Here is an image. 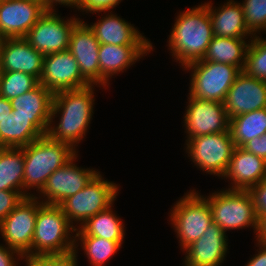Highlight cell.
<instances>
[{
	"instance_id": "1",
	"label": "cell",
	"mask_w": 266,
	"mask_h": 266,
	"mask_svg": "<svg viewBox=\"0 0 266 266\" xmlns=\"http://www.w3.org/2000/svg\"><path fill=\"white\" fill-rule=\"evenodd\" d=\"M95 86L100 87L90 84L53 95L50 123L46 134L50 139L67 143L78 152V144L85 139L93 119ZM57 117H59L58 123L55 120Z\"/></svg>"
},
{
	"instance_id": "2",
	"label": "cell",
	"mask_w": 266,
	"mask_h": 266,
	"mask_svg": "<svg viewBox=\"0 0 266 266\" xmlns=\"http://www.w3.org/2000/svg\"><path fill=\"white\" fill-rule=\"evenodd\" d=\"M167 43L174 61L184 68L204 58L214 37L208 8L202 3L178 12Z\"/></svg>"
},
{
	"instance_id": "3",
	"label": "cell",
	"mask_w": 266,
	"mask_h": 266,
	"mask_svg": "<svg viewBox=\"0 0 266 266\" xmlns=\"http://www.w3.org/2000/svg\"><path fill=\"white\" fill-rule=\"evenodd\" d=\"M77 153L69 144L52 140L47 135L23 147V197L34 196L37 191L39 193L48 177ZM32 189H36V193H31Z\"/></svg>"
},
{
	"instance_id": "4",
	"label": "cell",
	"mask_w": 266,
	"mask_h": 266,
	"mask_svg": "<svg viewBox=\"0 0 266 266\" xmlns=\"http://www.w3.org/2000/svg\"><path fill=\"white\" fill-rule=\"evenodd\" d=\"M75 231L60 205L42 203L37 211L31 256L74 253Z\"/></svg>"
},
{
	"instance_id": "5",
	"label": "cell",
	"mask_w": 266,
	"mask_h": 266,
	"mask_svg": "<svg viewBox=\"0 0 266 266\" xmlns=\"http://www.w3.org/2000/svg\"><path fill=\"white\" fill-rule=\"evenodd\" d=\"M171 209L168 219L179 239L182 251L201 238L205 230L213 223L208 201L202 194L195 191V188L187 191Z\"/></svg>"
},
{
	"instance_id": "6",
	"label": "cell",
	"mask_w": 266,
	"mask_h": 266,
	"mask_svg": "<svg viewBox=\"0 0 266 266\" xmlns=\"http://www.w3.org/2000/svg\"><path fill=\"white\" fill-rule=\"evenodd\" d=\"M119 190L118 184L105 180L98 172L82 190L65 199L60 206L70 224L78 229L90 217L113 205Z\"/></svg>"
},
{
	"instance_id": "7",
	"label": "cell",
	"mask_w": 266,
	"mask_h": 266,
	"mask_svg": "<svg viewBox=\"0 0 266 266\" xmlns=\"http://www.w3.org/2000/svg\"><path fill=\"white\" fill-rule=\"evenodd\" d=\"M203 197L208 201L213 222L226 233L230 230L253 228L257 231V217L247 190L220 189Z\"/></svg>"
},
{
	"instance_id": "8",
	"label": "cell",
	"mask_w": 266,
	"mask_h": 266,
	"mask_svg": "<svg viewBox=\"0 0 266 266\" xmlns=\"http://www.w3.org/2000/svg\"><path fill=\"white\" fill-rule=\"evenodd\" d=\"M183 69L191 72L188 96L222 103L241 72L230 64L207 61H196Z\"/></svg>"
},
{
	"instance_id": "9",
	"label": "cell",
	"mask_w": 266,
	"mask_h": 266,
	"mask_svg": "<svg viewBox=\"0 0 266 266\" xmlns=\"http://www.w3.org/2000/svg\"><path fill=\"white\" fill-rule=\"evenodd\" d=\"M185 146V153L197 169L219 179L225 173L235 148L230 130L188 138Z\"/></svg>"
},
{
	"instance_id": "10",
	"label": "cell",
	"mask_w": 266,
	"mask_h": 266,
	"mask_svg": "<svg viewBox=\"0 0 266 266\" xmlns=\"http://www.w3.org/2000/svg\"><path fill=\"white\" fill-rule=\"evenodd\" d=\"M42 202L35 196L25 197L0 222V234L5 245L23 257L31 256L32 238L37 211Z\"/></svg>"
},
{
	"instance_id": "11",
	"label": "cell",
	"mask_w": 266,
	"mask_h": 266,
	"mask_svg": "<svg viewBox=\"0 0 266 266\" xmlns=\"http://www.w3.org/2000/svg\"><path fill=\"white\" fill-rule=\"evenodd\" d=\"M57 12L46 11L24 37L44 56L68 50L71 31L81 20L76 16L64 20Z\"/></svg>"
},
{
	"instance_id": "12",
	"label": "cell",
	"mask_w": 266,
	"mask_h": 266,
	"mask_svg": "<svg viewBox=\"0 0 266 266\" xmlns=\"http://www.w3.org/2000/svg\"><path fill=\"white\" fill-rule=\"evenodd\" d=\"M78 153L64 166L54 171L42 190L34 195L44 204L60 205L68 197L82 190L99 172L94 168H82L75 164Z\"/></svg>"
},
{
	"instance_id": "13",
	"label": "cell",
	"mask_w": 266,
	"mask_h": 266,
	"mask_svg": "<svg viewBox=\"0 0 266 266\" xmlns=\"http://www.w3.org/2000/svg\"><path fill=\"white\" fill-rule=\"evenodd\" d=\"M187 98L188 106L182 121L187 139L229 130V118L222 102Z\"/></svg>"
},
{
	"instance_id": "14",
	"label": "cell",
	"mask_w": 266,
	"mask_h": 266,
	"mask_svg": "<svg viewBox=\"0 0 266 266\" xmlns=\"http://www.w3.org/2000/svg\"><path fill=\"white\" fill-rule=\"evenodd\" d=\"M39 83L53 94L90 85L68 50L44 56Z\"/></svg>"
},
{
	"instance_id": "15",
	"label": "cell",
	"mask_w": 266,
	"mask_h": 266,
	"mask_svg": "<svg viewBox=\"0 0 266 266\" xmlns=\"http://www.w3.org/2000/svg\"><path fill=\"white\" fill-rule=\"evenodd\" d=\"M46 12L35 0H2L0 5V39L25 37Z\"/></svg>"
},
{
	"instance_id": "16",
	"label": "cell",
	"mask_w": 266,
	"mask_h": 266,
	"mask_svg": "<svg viewBox=\"0 0 266 266\" xmlns=\"http://www.w3.org/2000/svg\"><path fill=\"white\" fill-rule=\"evenodd\" d=\"M223 104L229 119L266 108V81L241 71L228 90Z\"/></svg>"
},
{
	"instance_id": "17",
	"label": "cell",
	"mask_w": 266,
	"mask_h": 266,
	"mask_svg": "<svg viewBox=\"0 0 266 266\" xmlns=\"http://www.w3.org/2000/svg\"><path fill=\"white\" fill-rule=\"evenodd\" d=\"M154 51L153 45H112L99 46V85L103 89L110 86V79L127 71L133 64Z\"/></svg>"
},
{
	"instance_id": "18",
	"label": "cell",
	"mask_w": 266,
	"mask_h": 266,
	"mask_svg": "<svg viewBox=\"0 0 266 266\" xmlns=\"http://www.w3.org/2000/svg\"><path fill=\"white\" fill-rule=\"evenodd\" d=\"M212 223L202 237L187 246L183 266H222L228 251V235Z\"/></svg>"
},
{
	"instance_id": "19",
	"label": "cell",
	"mask_w": 266,
	"mask_h": 266,
	"mask_svg": "<svg viewBox=\"0 0 266 266\" xmlns=\"http://www.w3.org/2000/svg\"><path fill=\"white\" fill-rule=\"evenodd\" d=\"M43 59L44 55L36 51L24 37L0 39L1 72H23L39 81Z\"/></svg>"
},
{
	"instance_id": "20",
	"label": "cell",
	"mask_w": 266,
	"mask_h": 266,
	"mask_svg": "<svg viewBox=\"0 0 266 266\" xmlns=\"http://www.w3.org/2000/svg\"><path fill=\"white\" fill-rule=\"evenodd\" d=\"M99 46L93 31L80 20L71 31L68 51L78 62L82 76L95 85H99Z\"/></svg>"
},
{
	"instance_id": "21",
	"label": "cell",
	"mask_w": 266,
	"mask_h": 266,
	"mask_svg": "<svg viewBox=\"0 0 266 266\" xmlns=\"http://www.w3.org/2000/svg\"><path fill=\"white\" fill-rule=\"evenodd\" d=\"M105 12L96 23L87 24L95 34L100 44L112 45H152L151 41L143 36V33L134 27L133 24L124 20L113 11H96L93 13ZM112 12V13H111Z\"/></svg>"
},
{
	"instance_id": "22",
	"label": "cell",
	"mask_w": 266,
	"mask_h": 266,
	"mask_svg": "<svg viewBox=\"0 0 266 266\" xmlns=\"http://www.w3.org/2000/svg\"><path fill=\"white\" fill-rule=\"evenodd\" d=\"M229 181L231 190H248L266 179V161L242 147L235 146L230 162L221 177Z\"/></svg>"
},
{
	"instance_id": "23",
	"label": "cell",
	"mask_w": 266,
	"mask_h": 266,
	"mask_svg": "<svg viewBox=\"0 0 266 266\" xmlns=\"http://www.w3.org/2000/svg\"><path fill=\"white\" fill-rule=\"evenodd\" d=\"M53 93L38 83L32 90L11 101L12 113L29 118L45 135L50 123Z\"/></svg>"
},
{
	"instance_id": "24",
	"label": "cell",
	"mask_w": 266,
	"mask_h": 266,
	"mask_svg": "<svg viewBox=\"0 0 266 266\" xmlns=\"http://www.w3.org/2000/svg\"><path fill=\"white\" fill-rule=\"evenodd\" d=\"M203 4L208 8L214 36L229 38L250 37L249 41L254 37L245 24L243 8L239 2L227 0V2L217 8L212 5L211 1Z\"/></svg>"
},
{
	"instance_id": "25",
	"label": "cell",
	"mask_w": 266,
	"mask_h": 266,
	"mask_svg": "<svg viewBox=\"0 0 266 266\" xmlns=\"http://www.w3.org/2000/svg\"><path fill=\"white\" fill-rule=\"evenodd\" d=\"M44 135L29 118L12 112L0 122V147L22 148Z\"/></svg>"
},
{
	"instance_id": "26",
	"label": "cell",
	"mask_w": 266,
	"mask_h": 266,
	"mask_svg": "<svg viewBox=\"0 0 266 266\" xmlns=\"http://www.w3.org/2000/svg\"><path fill=\"white\" fill-rule=\"evenodd\" d=\"M247 39L214 36L204 58L200 61L230 64L243 71L249 45Z\"/></svg>"
},
{
	"instance_id": "27",
	"label": "cell",
	"mask_w": 266,
	"mask_h": 266,
	"mask_svg": "<svg viewBox=\"0 0 266 266\" xmlns=\"http://www.w3.org/2000/svg\"><path fill=\"white\" fill-rule=\"evenodd\" d=\"M114 206L90 217L75 231V236H96L107 240L124 242L125 226L123 220L113 212Z\"/></svg>"
},
{
	"instance_id": "28",
	"label": "cell",
	"mask_w": 266,
	"mask_h": 266,
	"mask_svg": "<svg viewBox=\"0 0 266 266\" xmlns=\"http://www.w3.org/2000/svg\"><path fill=\"white\" fill-rule=\"evenodd\" d=\"M24 167L23 147H0V190L18 191L23 196Z\"/></svg>"
},
{
	"instance_id": "29",
	"label": "cell",
	"mask_w": 266,
	"mask_h": 266,
	"mask_svg": "<svg viewBox=\"0 0 266 266\" xmlns=\"http://www.w3.org/2000/svg\"><path fill=\"white\" fill-rule=\"evenodd\" d=\"M234 145L242 147L249 140L266 133V108L247 112L229 119Z\"/></svg>"
},
{
	"instance_id": "30",
	"label": "cell",
	"mask_w": 266,
	"mask_h": 266,
	"mask_svg": "<svg viewBox=\"0 0 266 266\" xmlns=\"http://www.w3.org/2000/svg\"><path fill=\"white\" fill-rule=\"evenodd\" d=\"M80 243V244H79ZM123 242L107 240L96 236H75V249L78 246L84 250L91 266H105L109 260L122 248Z\"/></svg>"
},
{
	"instance_id": "31",
	"label": "cell",
	"mask_w": 266,
	"mask_h": 266,
	"mask_svg": "<svg viewBox=\"0 0 266 266\" xmlns=\"http://www.w3.org/2000/svg\"><path fill=\"white\" fill-rule=\"evenodd\" d=\"M39 81L32 75L23 72L0 73V96L12 100L32 90Z\"/></svg>"
},
{
	"instance_id": "32",
	"label": "cell",
	"mask_w": 266,
	"mask_h": 266,
	"mask_svg": "<svg viewBox=\"0 0 266 266\" xmlns=\"http://www.w3.org/2000/svg\"><path fill=\"white\" fill-rule=\"evenodd\" d=\"M243 71L251 77L266 81V38L261 35L249 41Z\"/></svg>"
},
{
	"instance_id": "33",
	"label": "cell",
	"mask_w": 266,
	"mask_h": 266,
	"mask_svg": "<svg viewBox=\"0 0 266 266\" xmlns=\"http://www.w3.org/2000/svg\"><path fill=\"white\" fill-rule=\"evenodd\" d=\"M245 24L253 36L266 34V0H242Z\"/></svg>"
},
{
	"instance_id": "34",
	"label": "cell",
	"mask_w": 266,
	"mask_h": 266,
	"mask_svg": "<svg viewBox=\"0 0 266 266\" xmlns=\"http://www.w3.org/2000/svg\"><path fill=\"white\" fill-rule=\"evenodd\" d=\"M78 253L68 255L24 256L25 266H78Z\"/></svg>"
},
{
	"instance_id": "35",
	"label": "cell",
	"mask_w": 266,
	"mask_h": 266,
	"mask_svg": "<svg viewBox=\"0 0 266 266\" xmlns=\"http://www.w3.org/2000/svg\"><path fill=\"white\" fill-rule=\"evenodd\" d=\"M250 194L257 219L266 214V179L247 190Z\"/></svg>"
},
{
	"instance_id": "36",
	"label": "cell",
	"mask_w": 266,
	"mask_h": 266,
	"mask_svg": "<svg viewBox=\"0 0 266 266\" xmlns=\"http://www.w3.org/2000/svg\"><path fill=\"white\" fill-rule=\"evenodd\" d=\"M24 199L18 191L0 190V222Z\"/></svg>"
},
{
	"instance_id": "37",
	"label": "cell",
	"mask_w": 266,
	"mask_h": 266,
	"mask_svg": "<svg viewBox=\"0 0 266 266\" xmlns=\"http://www.w3.org/2000/svg\"><path fill=\"white\" fill-rule=\"evenodd\" d=\"M123 0H81V11L89 14L96 11H110Z\"/></svg>"
},
{
	"instance_id": "38",
	"label": "cell",
	"mask_w": 266,
	"mask_h": 266,
	"mask_svg": "<svg viewBox=\"0 0 266 266\" xmlns=\"http://www.w3.org/2000/svg\"><path fill=\"white\" fill-rule=\"evenodd\" d=\"M242 148L266 161V133L249 140Z\"/></svg>"
},
{
	"instance_id": "39",
	"label": "cell",
	"mask_w": 266,
	"mask_h": 266,
	"mask_svg": "<svg viewBox=\"0 0 266 266\" xmlns=\"http://www.w3.org/2000/svg\"><path fill=\"white\" fill-rule=\"evenodd\" d=\"M20 260L23 256L19 252L0 244V266H18Z\"/></svg>"
},
{
	"instance_id": "40",
	"label": "cell",
	"mask_w": 266,
	"mask_h": 266,
	"mask_svg": "<svg viewBox=\"0 0 266 266\" xmlns=\"http://www.w3.org/2000/svg\"><path fill=\"white\" fill-rule=\"evenodd\" d=\"M67 6L81 11V0H44L43 7L46 11H56L55 7Z\"/></svg>"
},
{
	"instance_id": "41",
	"label": "cell",
	"mask_w": 266,
	"mask_h": 266,
	"mask_svg": "<svg viewBox=\"0 0 266 266\" xmlns=\"http://www.w3.org/2000/svg\"><path fill=\"white\" fill-rule=\"evenodd\" d=\"M257 252L244 266H266V243L256 241Z\"/></svg>"
},
{
	"instance_id": "42",
	"label": "cell",
	"mask_w": 266,
	"mask_h": 266,
	"mask_svg": "<svg viewBox=\"0 0 266 266\" xmlns=\"http://www.w3.org/2000/svg\"><path fill=\"white\" fill-rule=\"evenodd\" d=\"M256 241L266 243V214L260 216L257 220Z\"/></svg>"
},
{
	"instance_id": "43",
	"label": "cell",
	"mask_w": 266,
	"mask_h": 266,
	"mask_svg": "<svg viewBox=\"0 0 266 266\" xmlns=\"http://www.w3.org/2000/svg\"><path fill=\"white\" fill-rule=\"evenodd\" d=\"M12 112L11 101L0 96V122Z\"/></svg>"
},
{
	"instance_id": "44",
	"label": "cell",
	"mask_w": 266,
	"mask_h": 266,
	"mask_svg": "<svg viewBox=\"0 0 266 266\" xmlns=\"http://www.w3.org/2000/svg\"><path fill=\"white\" fill-rule=\"evenodd\" d=\"M35 1L41 2L42 4L44 3V0H35Z\"/></svg>"
}]
</instances>
